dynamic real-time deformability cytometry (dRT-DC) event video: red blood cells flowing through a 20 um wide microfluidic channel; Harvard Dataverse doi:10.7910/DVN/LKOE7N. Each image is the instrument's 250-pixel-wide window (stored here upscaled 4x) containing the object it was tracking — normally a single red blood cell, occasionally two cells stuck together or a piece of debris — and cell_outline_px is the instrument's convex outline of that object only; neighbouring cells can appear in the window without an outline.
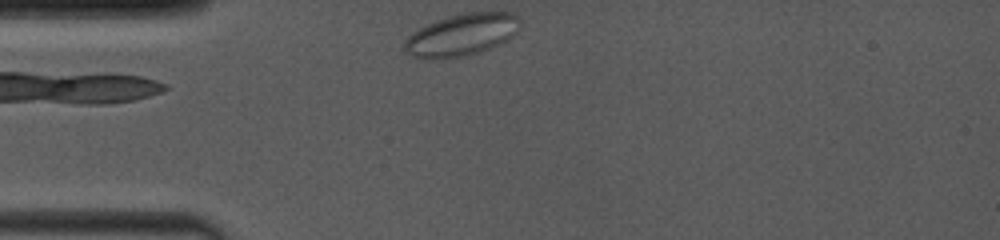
{"species": "common noctule bat (a hibernating species)", "species_latin": "Nyctalus noctula", "temperature_condition": "room temperature", "stored_images_in_passage": 27, "camera_frame_rate_fps": 4000, "um_per_image_px": 0.085, "animal": {"sex": "female", "body_mass_g": 19.0, "forearm_length_mm": 53.3}, "frame": {"image": 1, "passage_image": 1, "time_ms": 0.0, "image_size_px": [1000, 240], "cell_outline_px": [[520, 28], [508, 40], [500, 44], [464, 56], [436, 60], [412, 56], [404, 48], [404, 40], [412, 32], [436, 20], [468, 12], [512, 12], [516, 16], [520, 24]], "centroid_in_image_um": [39.24, 2.96], "position_along_channel_um": 45.8, "area_um2": 28.09}}
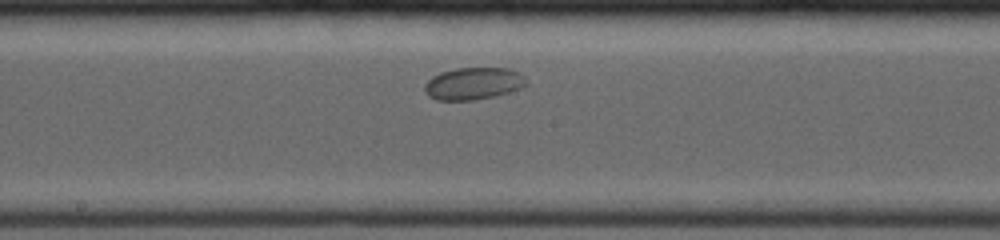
{"frame": {"image": 2, "passage_image": 13, "time_ms": 4.75, "image_size_px": [1000, 240], "cell_outline_px": [[528, 84], [520, 88], [496, 96], [472, 100], [436, 100], [428, 96], [424, 92], [424, 84], [432, 76], [440, 72], [456, 68], [508, 68], [520, 72], [524, 76]], "centroid_in_image_um": [40.22, 7.1], "position_along_channel_um": 208.0, "area_um2": 19.25}}
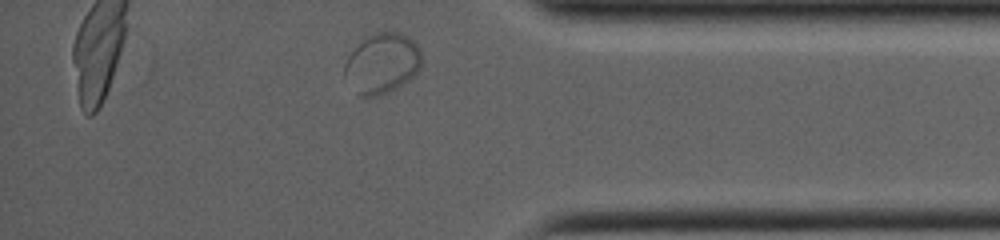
{"frame": {"image": 3, "passage_image": 27, "time_ms": 10.0, "image_size_px": [1000, 240], "cell_outline_px": [[420, 68], [408, 80], [376, 96], [360, 96], [344, 76], [344, 64], [348, 56], [364, 36], [376, 32], [400, 32], [408, 36], [420, 48]], "centroid_in_image_um": [32.45, 5.33], "position_along_channel_um": 402.8, "area_um2": 26.65}}